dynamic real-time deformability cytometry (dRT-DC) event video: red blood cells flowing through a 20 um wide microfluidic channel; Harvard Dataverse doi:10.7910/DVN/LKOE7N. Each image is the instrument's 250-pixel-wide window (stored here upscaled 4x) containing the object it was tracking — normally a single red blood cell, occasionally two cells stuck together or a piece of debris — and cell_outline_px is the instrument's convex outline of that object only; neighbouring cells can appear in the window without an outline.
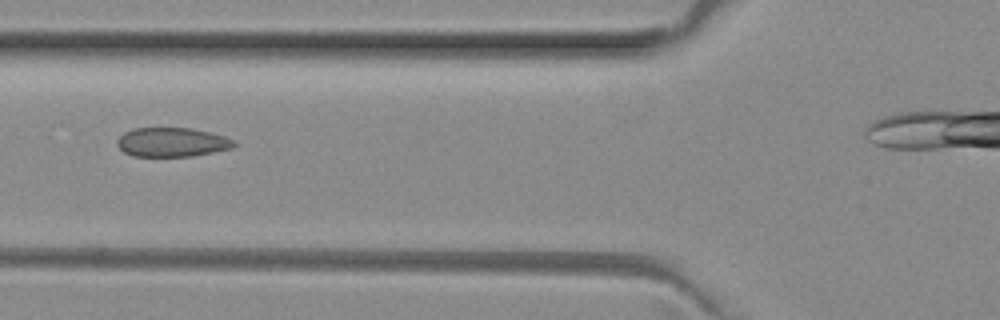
{"species": "common noctule bat (a hibernating species)", "species_latin": "Nyctalus noctula", "temperature_condition": "room temperature", "stored_images_in_passage": 3, "camera_frame_rate_fps": 3000, "um_per_image_px": 0.085, "animal": {"sex": "female", "body_mass_g": 29.2, "forearm_length_mm": 56.3}, "frame": {"image": 1, "passage_image": 2, "time_ms": 0.333, "image_size_px": [1000, 320], "cell_outline_px": [[236, 144], [232, 148], [192, 156], [132, 156], [124, 152], [116, 144], [116, 140], [124, 132], [132, 128], [192, 128], [224, 136], [236, 140]], "centroid_in_image_um": [14.6, 12.08], "position_along_channel_um": 111.2, "area_um2": 19.88}}
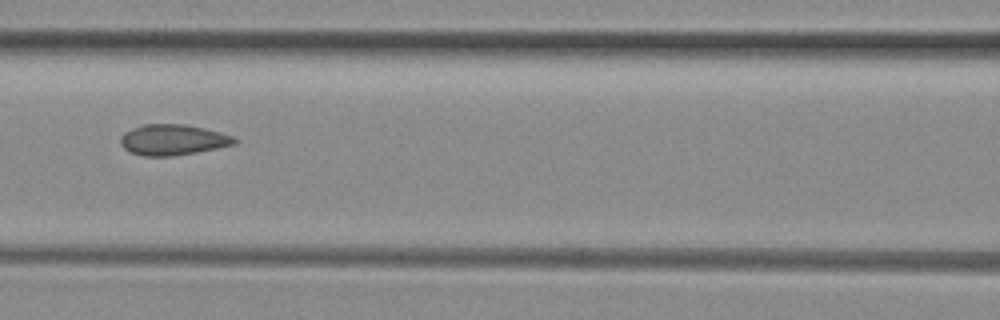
{"frame": {"image": 2, "passage_image": 3, "time_ms": 0.667, "image_size_px": [1000, 320], "cell_outline_px": [[240, 140], [236, 144], [196, 152], [172, 156], [144, 156], [132, 152], [124, 148], [120, 144], [120, 136], [124, 132], [140, 124], [184, 124], [204, 128], [220, 132], [232, 136]], "centroid_in_image_um": [14.69, 11.87], "position_along_channel_um": 151.9, "area_um2": 20.46}}